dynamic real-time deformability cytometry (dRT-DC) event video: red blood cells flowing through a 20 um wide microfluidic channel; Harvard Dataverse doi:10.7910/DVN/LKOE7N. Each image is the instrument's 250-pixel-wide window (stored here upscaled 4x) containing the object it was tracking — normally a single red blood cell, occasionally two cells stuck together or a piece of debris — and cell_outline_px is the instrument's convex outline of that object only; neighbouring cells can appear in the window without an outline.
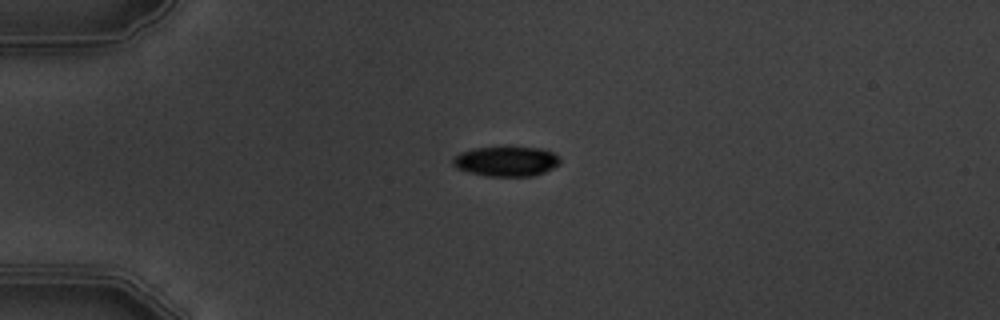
{"species": "common noctule bat (a hibernating species)", "species_latin": "Nyctalus noctula", "temperature_condition": "warm", "stored_images_in_passage": 3, "camera_frame_rate_fps": 3000, "um_per_image_px": 0.085, "animal": {"sex": "male", "body_mass_g": 19.5, "forearm_length_mm": 54.6}, "frame": {"image": 1, "passage_image": 3, "time_ms": 3.333, "image_size_px": [1000, 320], "cell_outline_px": [[560, 164], [544, 172], [532, 176], [488, 176], [468, 172], [456, 168], [452, 164], [452, 160], [460, 152], [476, 148], [540, 148], [552, 152], [560, 156]], "centroid_in_image_um": [43.04, 13.73], "position_along_channel_um": 42.0, "area_um2": 18.44}}